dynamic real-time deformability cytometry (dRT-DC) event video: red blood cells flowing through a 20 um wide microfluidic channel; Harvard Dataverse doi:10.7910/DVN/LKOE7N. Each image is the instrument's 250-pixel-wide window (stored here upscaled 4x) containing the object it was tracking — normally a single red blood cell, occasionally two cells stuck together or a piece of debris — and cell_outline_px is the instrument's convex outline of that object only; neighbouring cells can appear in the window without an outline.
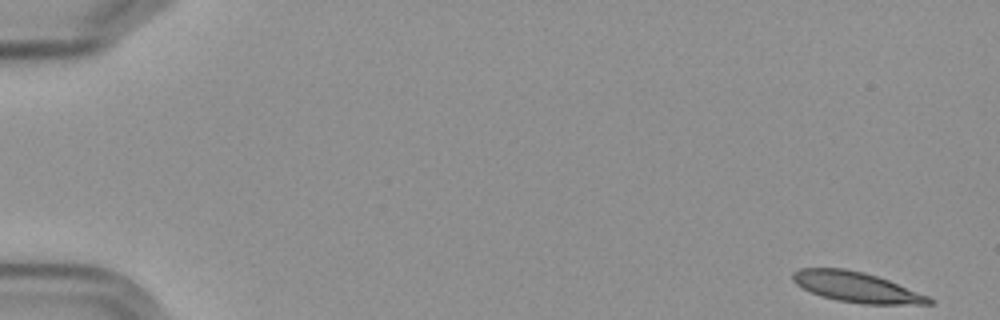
{"species": "Egyptian fruit bat (a non-hibernating species)", "species_latin": "Rousettus aegyptiacus", "temperature_condition": "cold", "stored_images_in_passage": 11, "camera_frame_rate_fps": 3000, "um_per_image_px": 0.085, "frame": {"image": 1, "passage_image": 1, "time_ms": 0.0, "image_size_px": [1000, 320], "cell_outline_px": [[936, 300], [932, 304], [864, 304], [836, 300], [820, 296], [796, 284], [792, 280], [792, 272], [800, 268], [844, 268], [864, 272], [888, 280], [928, 296]], "centroid_in_image_um": [72.79, 24.4], "position_along_channel_um": 12.2, "area_um2": 23.93}}
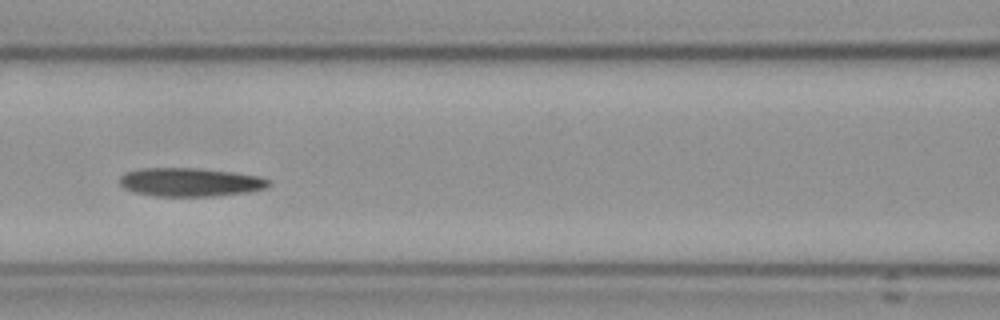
{"frame": {"image": 2, "passage_image": 7, "time_ms": 8.0, "image_size_px": [1000, 320], "cell_outline_px": [[272, 184], [264, 188], [248, 192], [216, 196], [152, 196], [132, 192], [120, 188], [120, 176], [124, 172], [140, 168], [196, 168], [232, 172], [256, 176], [268, 180]], "centroid_in_image_um": [16.07, 15.49], "position_along_channel_um": 150.5, "area_um2": 24.97}}
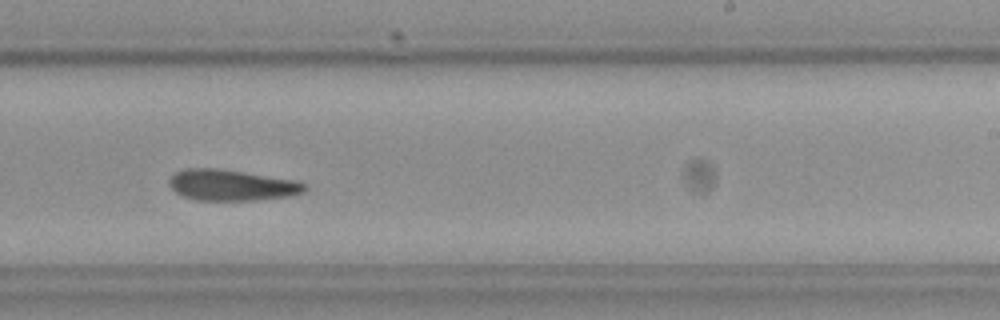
{"frame": {"image": 3, "passage_image": 10, "time_ms": 11.333, "image_size_px": [1000, 320], "cell_outline_px": [[308, 188], [304, 192], [292, 196], [256, 200], [196, 200], [180, 196], [168, 184], [168, 180], [176, 172], [184, 168], [216, 168], [292, 180], [304, 184]], "centroid_in_image_um": [19.64, 15.75], "position_along_channel_um": 269.4, "area_um2": 24.33}}